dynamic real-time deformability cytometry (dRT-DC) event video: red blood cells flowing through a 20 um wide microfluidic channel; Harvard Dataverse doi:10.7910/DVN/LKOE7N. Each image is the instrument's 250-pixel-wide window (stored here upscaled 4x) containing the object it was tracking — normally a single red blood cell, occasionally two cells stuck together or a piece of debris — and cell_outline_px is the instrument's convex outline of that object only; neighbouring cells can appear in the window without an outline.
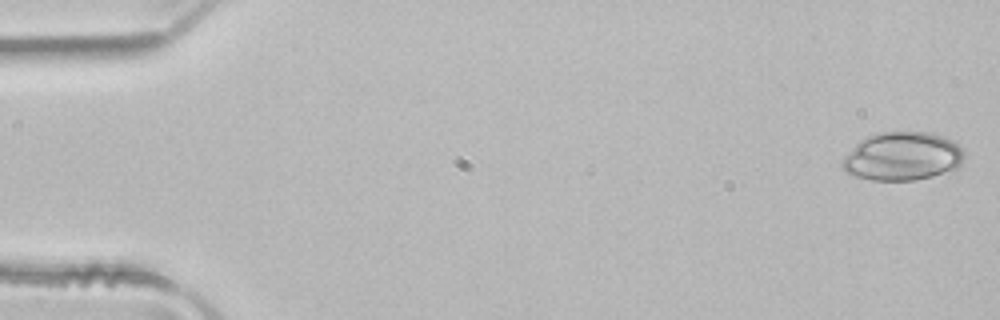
{"species": "common noctule bat (a hibernating species)", "species_latin": "Nyctalus noctula", "temperature_condition": "room temperature", "stored_images_in_passage": 4, "camera_frame_rate_fps": 3000, "um_per_image_px": 0.085, "animal": {"sex": "male", "body_mass_g": 21.5, "forearm_length_mm": 52.0}, "frame": {"image": 1, "passage_image": 1, "time_ms": 0.0, "image_size_px": [1000, 320], "cell_outline_px": [[964, 156], [960, 168], [932, 176], [916, 180], [872, 180], [856, 176], [848, 172], [840, 164], [844, 156], [860, 140], [868, 136], [880, 132], [928, 132], [952, 140], [964, 152]], "centroid_in_image_um": [76.72, 13.29], "position_along_channel_um": 8.3, "area_um2": 34.28}}